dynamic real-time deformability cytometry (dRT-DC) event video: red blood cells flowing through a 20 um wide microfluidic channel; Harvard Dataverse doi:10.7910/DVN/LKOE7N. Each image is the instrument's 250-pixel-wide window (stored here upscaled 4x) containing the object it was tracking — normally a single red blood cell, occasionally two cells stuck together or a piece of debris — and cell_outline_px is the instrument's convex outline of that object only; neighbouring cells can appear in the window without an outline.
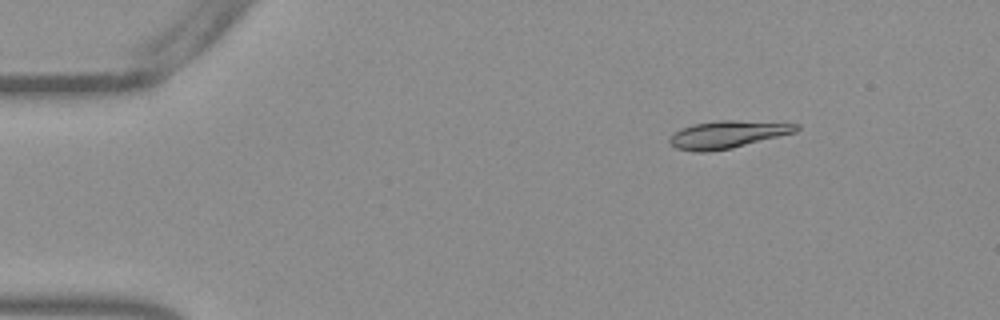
{"species": "Egyptian fruit bat (a non-hibernating species)", "species_latin": "Rousettus aegyptiacus", "temperature_condition": "warm", "stored_images_in_passage": 54, "camera_frame_rate_fps": 3000, "um_per_image_px": 0.085, "frame": {"image": 1, "passage_image": 8, "time_ms": 2.333, "image_size_px": [1000, 320], "cell_outline_px": [[800, 128], [796, 132], [732, 148], [704, 152], [692, 152], [676, 148], [668, 140], [680, 128], [692, 124], [720, 120], [732, 120], [800, 124]], "centroid_in_image_um": [61.84, 11.43], "position_along_channel_um": 23.2, "area_um2": 20.11}}
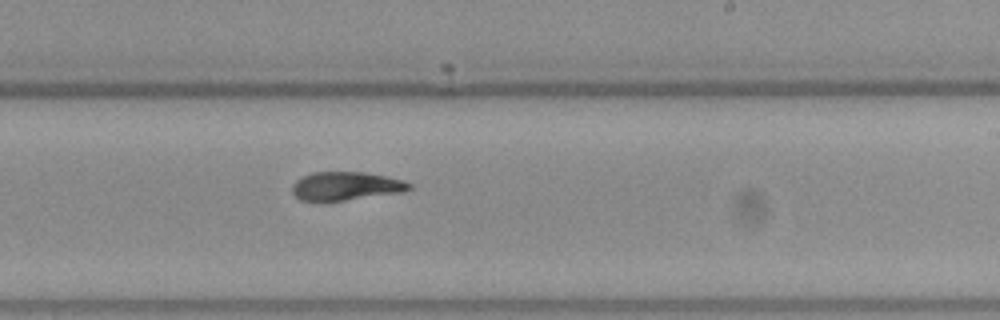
{"frame": {"image": 2, "passage_image": 33, "time_ms": 10.667, "image_size_px": [1000, 320], "cell_outline_px": [[412, 188], [404, 192], [324, 204], [300, 200], [292, 192], [292, 184], [296, 180], [312, 172], [364, 172], [404, 180], [412, 184]], "centroid_in_image_um": [29.38, 15.86], "position_along_channel_um": 259.6, "area_um2": 20.17}}
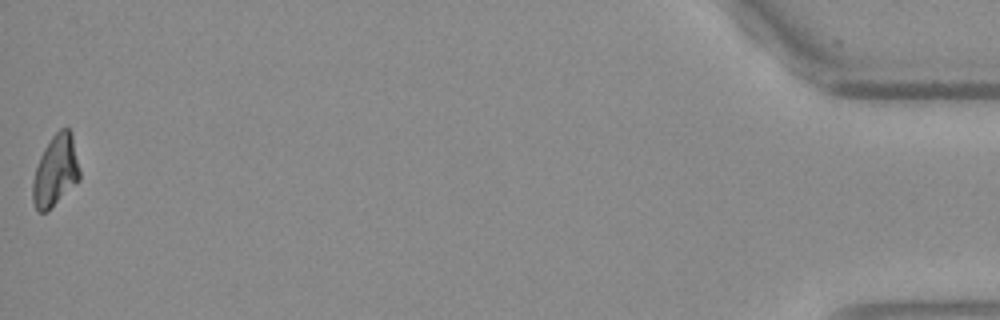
{"frame": {"image": 3, "passage_image": 54, "time_ms": 17.667, "image_size_px": [1000, 320], "cell_outline_px": [[80, 180], [44, 212], [36, 212], [32, 200], [32, 180], [40, 156], [44, 148], [52, 136], [60, 128], [68, 128], [72, 132], [80, 172]], "centroid_in_image_um": [4.71, 14.5], "position_along_channel_um": 430.5, "area_um2": 19.31}, "authors_computed_cell_mechanics": {"area_um2": 20.0277, "velocity_mm_per_s": 3.8053, "shape_relaxation_time_tau1_ms": 9.7005, "shape_relaxation_time_tau2_ms": 4.3884, "deformation_change_tau1": 0.273, "deformation_change_tau2": 0.1027}}